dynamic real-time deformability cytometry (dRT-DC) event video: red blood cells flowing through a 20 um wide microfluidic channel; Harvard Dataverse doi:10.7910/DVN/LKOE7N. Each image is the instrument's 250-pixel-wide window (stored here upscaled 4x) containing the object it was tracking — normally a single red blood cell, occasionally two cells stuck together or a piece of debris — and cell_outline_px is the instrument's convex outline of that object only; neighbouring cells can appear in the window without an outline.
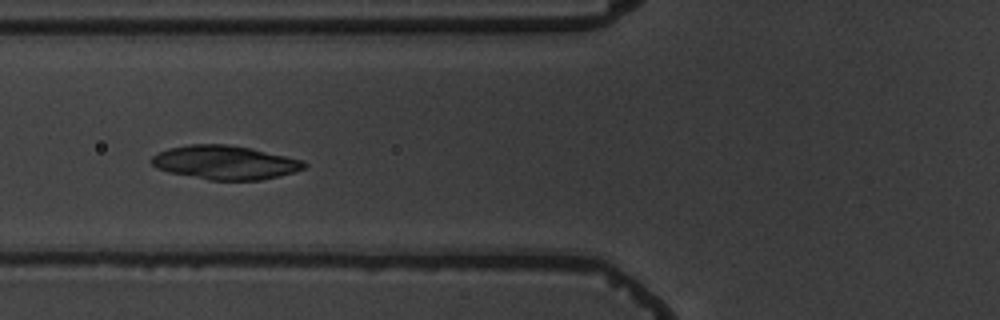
{"species": "common noctule bat (a hibernating species)", "species_latin": "Nyctalus noctula", "temperature_condition": "warm", "stored_images_in_passage": 8, "camera_frame_rate_fps": 3000, "um_per_image_px": 0.085, "animal": {"sex": "male", "body_mass_g": 19.5, "forearm_length_mm": 54.6}, "frame": {"image": 1, "passage_image": 6, "time_ms": 5.667, "image_size_px": [1000, 320], "cell_outline_px": [[308, 164], [304, 168], [280, 176], [260, 180], [208, 180], [168, 172], [156, 168], [152, 164], [152, 156], [168, 148], [188, 144], [228, 144], [248, 148], [304, 160]], "centroid_in_image_um": [19.11, 13.81], "position_along_channel_um": 106.7, "area_um2": 30.0}}
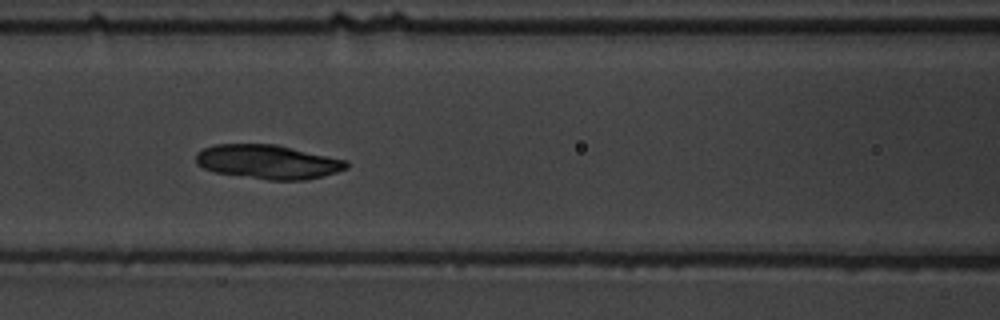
{"frame": {"image": 2, "passage_image": 7, "time_ms": 6.667, "image_size_px": [1000, 320], "cell_outline_px": [[348, 168], [324, 176], [308, 180], [268, 180], [216, 172], [204, 168], [196, 164], [196, 152], [204, 148], [216, 144], [276, 144], [348, 160]], "centroid_in_image_um": [22.8, 13.76], "position_along_channel_um": 143.8, "area_um2": 30.06}}
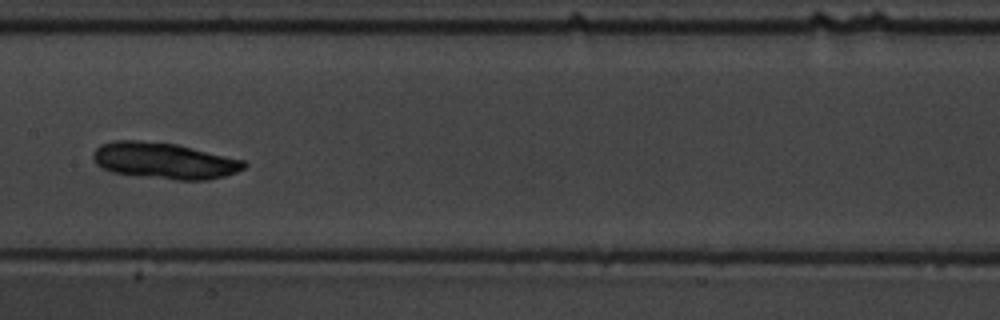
{"frame": {"image": 3, "passage_image": 8, "time_ms": 8.0, "image_size_px": [1000, 320], "cell_outline_px": [[248, 164], [244, 168], [236, 172], [224, 176], [208, 180], [176, 180], [112, 172], [96, 164], [92, 160], [92, 152], [100, 144], [112, 140], [140, 140], [176, 144], [244, 160]], "centroid_in_image_um": [13.93, 13.65], "position_along_channel_um": 193.5, "area_um2": 31.91}}